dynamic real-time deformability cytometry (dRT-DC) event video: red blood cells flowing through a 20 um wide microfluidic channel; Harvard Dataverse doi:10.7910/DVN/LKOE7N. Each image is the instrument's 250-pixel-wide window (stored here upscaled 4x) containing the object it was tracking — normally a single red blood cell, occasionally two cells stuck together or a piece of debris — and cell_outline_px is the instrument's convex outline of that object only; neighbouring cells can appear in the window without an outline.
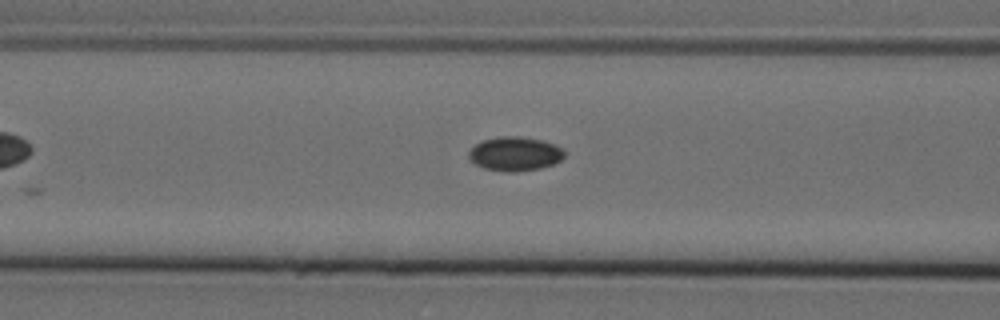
{"species": "Egyptian fruit bat (a non-hibernating species)", "species_latin": "Rousettus aegyptiacus", "temperature_condition": "cold", "stored_images_in_passage": 8, "camera_frame_rate_fps": 3000, "um_per_image_px": 0.085, "animal": {"sex": "female"}, "frame": {"image": 1, "passage_image": 6, "time_ms": 1.667, "image_size_px": [1000, 320], "cell_outline_px": [[564, 156], [560, 160], [552, 164], [540, 168], [516, 172], [504, 172], [484, 168], [468, 160], [468, 152], [476, 144], [484, 140], [500, 136], [520, 136], [544, 140], [556, 144], [564, 148]], "centroid_in_image_um": [43.78, 13.07], "position_along_channel_um": 122.8, "area_um2": 19.19}}